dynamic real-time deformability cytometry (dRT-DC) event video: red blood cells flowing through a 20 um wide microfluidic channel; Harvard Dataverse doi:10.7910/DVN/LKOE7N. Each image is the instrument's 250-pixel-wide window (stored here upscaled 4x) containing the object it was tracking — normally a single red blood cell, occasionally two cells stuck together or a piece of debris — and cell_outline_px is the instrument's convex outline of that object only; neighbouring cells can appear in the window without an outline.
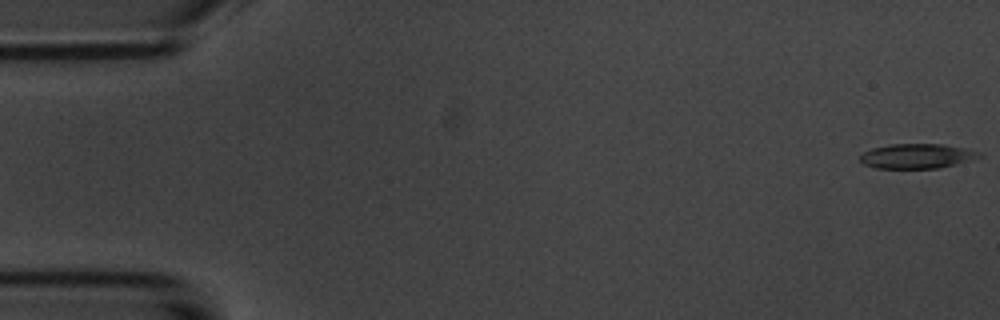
{"species": "common noctule bat (a hibernating species)", "species_latin": "Nyctalus noctula", "temperature_condition": "room temperature", "stored_images_in_passage": 5, "camera_frame_rate_fps": 3000, "um_per_image_px": 0.085, "animal": {"sex": "male", "body_mass_g": 20.1, "forearm_length_mm": 53.5}, "frame": {"image": 1, "passage_image": 1, "time_ms": 0.0, "image_size_px": [1000, 320], "cell_outline_px": [[984, 156], [972, 160], [940, 168], [876, 168], [864, 164], [860, 160], [860, 156], [864, 152], [872, 148], [892, 144], [944, 144], [968, 148], [980, 152]], "centroid_in_image_um": [78.0, 13.26], "position_along_channel_um": 7.0, "area_um2": 17.28}}
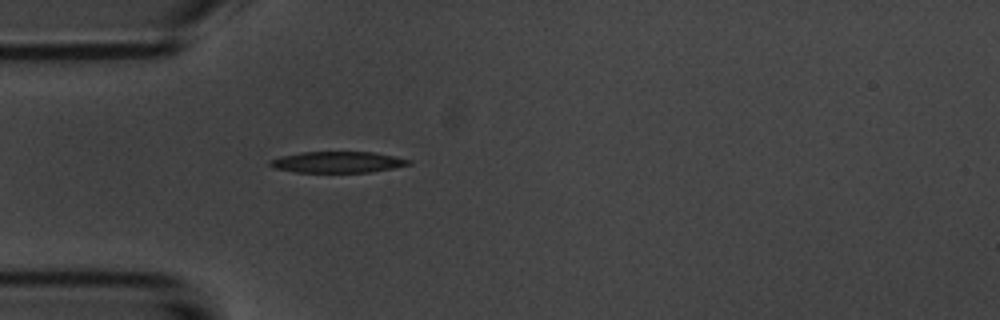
{"frame": {"image": 2, "passage_image": 5, "time_ms": 5.0, "image_size_px": [1000, 320], "cell_outline_px": [[412, 164], [392, 168], [368, 172], [296, 172], [276, 168], [268, 164], [268, 160], [280, 156], [300, 152], [376, 152], [396, 156], [412, 160]], "centroid_in_image_um": [28.71, 13.77], "position_along_channel_um": 56.3, "area_um2": 17.17}}